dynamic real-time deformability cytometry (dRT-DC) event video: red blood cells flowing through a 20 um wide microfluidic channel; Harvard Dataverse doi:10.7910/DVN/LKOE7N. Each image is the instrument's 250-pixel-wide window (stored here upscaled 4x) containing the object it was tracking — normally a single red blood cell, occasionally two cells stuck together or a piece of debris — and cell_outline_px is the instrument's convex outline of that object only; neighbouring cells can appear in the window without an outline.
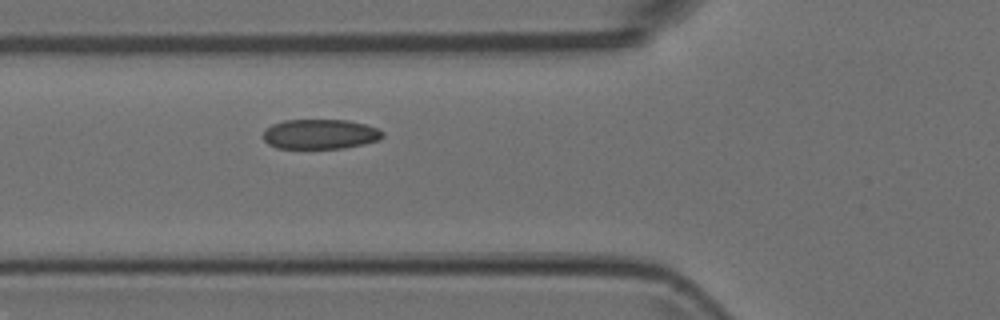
{"species": "Egyptian fruit bat (a non-hibernating species)", "species_latin": "Rousettus aegyptiacus", "temperature_condition": "room temperature", "stored_images_in_passage": 4, "camera_frame_rate_fps": 3000, "um_per_image_px": 0.085, "animal": {"sex": "female"}, "frame": {"image": 1, "passage_image": 4, "time_ms": 1.0, "image_size_px": [1000, 320], "cell_outline_px": [[384, 136], [380, 140], [364, 144], [344, 148], [276, 148], [268, 144], [264, 140], [264, 132], [272, 124], [284, 120], [348, 120], [364, 124], [376, 128], [384, 132]], "centroid_in_image_um": [27.24, 11.4], "position_along_channel_um": 98.6, "area_um2": 20.75}}